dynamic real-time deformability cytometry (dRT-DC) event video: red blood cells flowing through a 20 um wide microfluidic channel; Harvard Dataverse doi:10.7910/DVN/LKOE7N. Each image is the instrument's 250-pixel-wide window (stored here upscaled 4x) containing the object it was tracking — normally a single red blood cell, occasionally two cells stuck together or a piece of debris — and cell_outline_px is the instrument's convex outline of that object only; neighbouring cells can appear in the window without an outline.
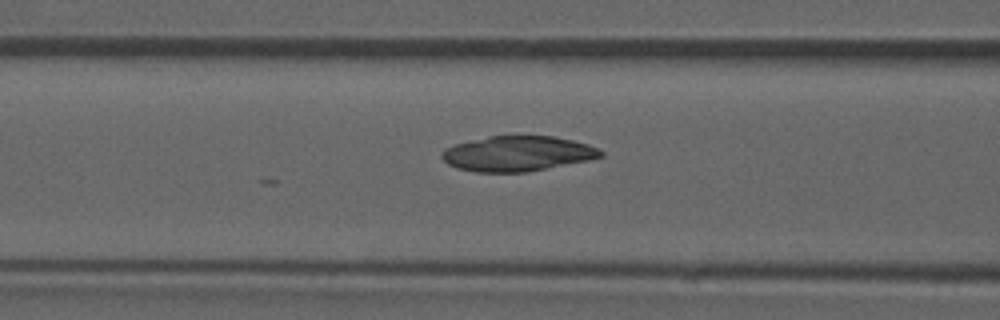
{"species": "common noctule bat (a hibernating species)", "species_latin": "Nyctalus noctula", "temperature_condition": "room temperature", "stored_images_in_passage": 12, "camera_frame_rate_fps": 3000, "um_per_image_px": 0.085, "animal": {"sex": "male", "forearm_length_mm": 52.5}, "frame": {"image": 1, "passage_image": 10, "time_ms": 3.0, "image_size_px": [1000, 320], "cell_outline_px": [[604, 156], [588, 160], [548, 168], [524, 172], [476, 172], [456, 168], [448, 164], [440, 156], [448, 148], [456, 144], [488, 136], [552, 136], [572, 140], [588, 144], [604, 152]], "centroid_in_image_um": [44.01, 13.06], "position_along_channel_um": 122.6, "area_um2": 32.25}}